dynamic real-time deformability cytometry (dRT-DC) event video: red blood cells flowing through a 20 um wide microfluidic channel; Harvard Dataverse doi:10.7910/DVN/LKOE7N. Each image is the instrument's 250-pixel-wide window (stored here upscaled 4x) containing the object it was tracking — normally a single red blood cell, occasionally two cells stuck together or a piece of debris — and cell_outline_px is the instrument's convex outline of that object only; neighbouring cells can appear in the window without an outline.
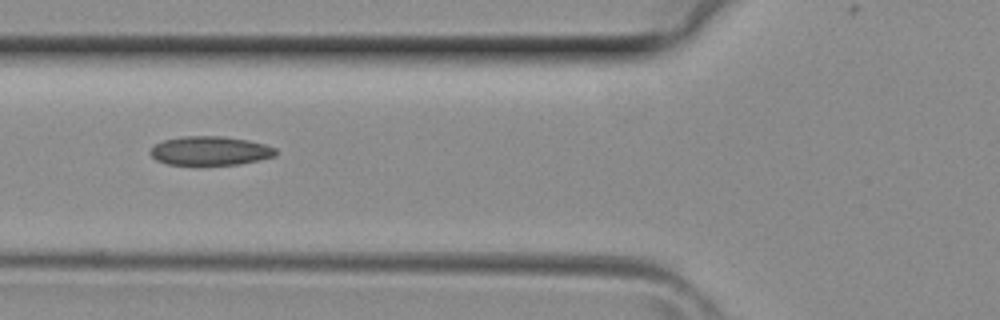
{"species": "common noctule bat (a hibernating species)", "species_latin": "Nyctalus noctula", "temperature_condition": "room temperature", "stored_images_in_passage": 6, "camera_frame_rate_fps": 3000, "um_per_image_px": 0.085, "animal": {"sex": "female", "body_mass_g": 29.2, "forearm_length_mm": 56.3}, "frame": {"image": 1, "passage_image": 5, "time_ms": 1.333, "image_size_px": [1000, 320], "cell_outline_px": [[276, 156], [240, 164], [196, 168], [168, 164], [156, 160], [152, 156], [152, 148], [156, 144], [164, 140], [184, 136], [220, 136], [248, 140], [264, 144], [276, 148]], "centroid_in_image_um": [17.86, 12.87], "position_along_channel_um": 107.9, "area_um2": 21.85}}
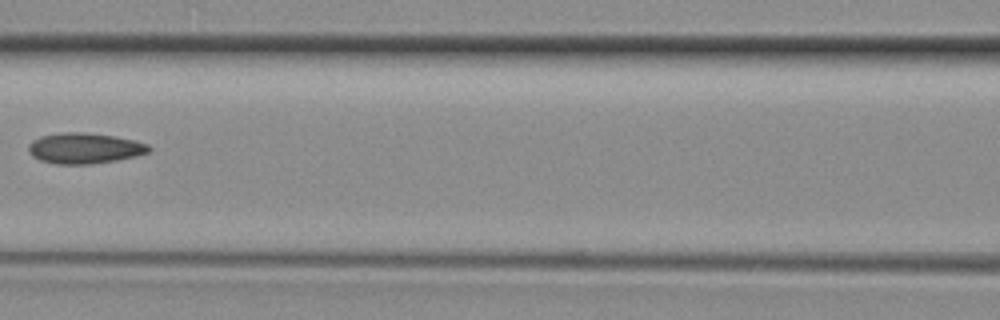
{"frame": {"image": 2, "passage_image": 6, "time_ms": 1.667, "image_size_px": [1000, 320], "cell_outline_px": [[152, 148], [148, 152], [136, 156], [116, 160], [92, 164], [56, 164], [40, 160], [32, 156], [28, 152], [28, 144], [32, 140], [40, 136], [64, 132], [80, 132], [112, 136], [132, 140], [148, 144]], "centroid_in_image_um": [7.14, 12.61], "position_along_channel_um": 159.5, "area_um2": 21.44}}